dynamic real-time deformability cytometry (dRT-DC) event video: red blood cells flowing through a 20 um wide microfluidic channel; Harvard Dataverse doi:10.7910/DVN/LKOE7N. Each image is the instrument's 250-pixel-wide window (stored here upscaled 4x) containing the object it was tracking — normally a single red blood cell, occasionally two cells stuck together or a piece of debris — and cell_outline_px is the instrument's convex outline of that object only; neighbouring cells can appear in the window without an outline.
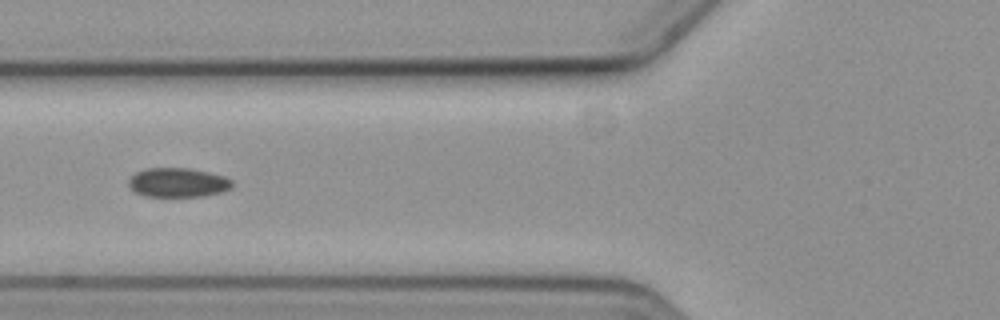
{"species": "common noctule bat (a hibernating species)", "species_latin": "Nyctalus noctula", "temperature_condition": "cold", "stored_images_in_passage": 9, "camera_frame_rate_fps": 3000, "um_per_image_px": 0.085, "animal": {"sex": "female", "body_mass_g": 19.3, "forearm_length_mm": 54.1}, "frame": {"image": 1, "passage_image": 6, "time_ms": 6.0, "image_size_px": [1000, 320], "cell_outline_px": [[232, 188], [220, 192], [204, 196], [144, 196], [136, 192], [128, 184], [128, 180], [136, 172], [148, 168], [188, 168], [208, 172], [224, 176], [232, 180]], "centroid_in_image_um": [15.13, 15.51], "position_along_channel_um": 110.7, "area_um2": 17.51}}
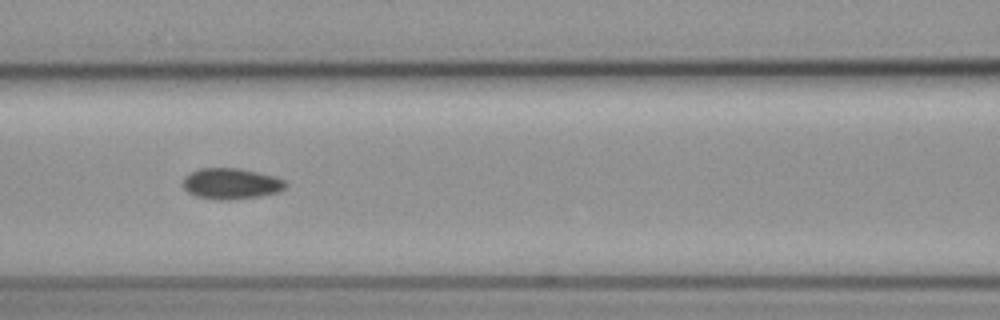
{"frame": {"image": 2, "passage_image": 7, "time_ms": 7.0, "image_size_px": [1000, 320], "cell_outline_px": [[288, 184], [284, 188], [276, 192], [260, 196], [232, 200], [216, 200], [196, 196], [188, 192], [184, 188], [184, 176], [200, 168], [240, 168], [272, 176], [284, 180]], "centroid_in_image_um": [19.63, 15.62], "position_along_channel_um": 147.0, "area_um2": 18.38}}
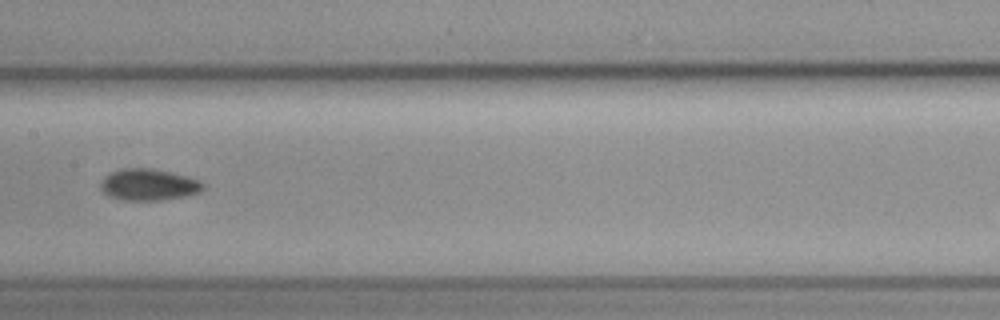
{"frame": {"image": 3, "passage_image": 8, "time_ms": 8.333, "image_size_px": [1000, 320], "cell_outline_px": [[204, 188], [200, 192], [184, 196], [160, 200], [120, 200], [108, 196], [100, 188], [100, 184], [104, 176], [120, 168], [152, 168], [200, 180], [204, 184]], "centroid_in_image_um": [12.6, 15.7], "position_along_channel_um": 194.8, "area_um2": 18.79}}